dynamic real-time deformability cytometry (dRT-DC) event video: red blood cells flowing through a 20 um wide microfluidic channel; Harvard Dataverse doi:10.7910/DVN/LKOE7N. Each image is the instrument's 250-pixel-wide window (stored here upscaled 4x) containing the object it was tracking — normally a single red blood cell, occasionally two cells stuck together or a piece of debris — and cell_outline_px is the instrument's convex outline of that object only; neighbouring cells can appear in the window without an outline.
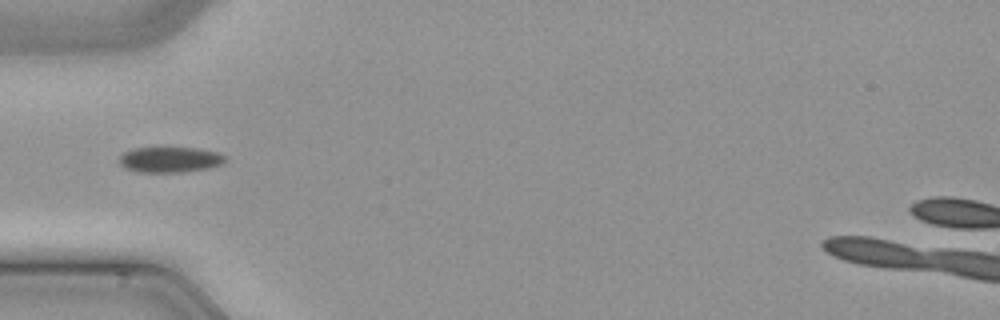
{"species": "common noctule bat (a hibernating species)", "species_latin": "Nyctalus noctula", "temperature_condition": "cold", "stored_images_in_passage": 34, "camera_frame_rate_fps": 3000, "um_per_image_px": 0.085, "animal": {"sex": "male", "body_mass_g": 21.5, "forearm_length_mm": 52.0}, "frame": {"image": 1, "passage_image": 1, "time_ms": 0.0, "image_size_px": [1000, 320], "cell_outline_px": [[228, 160], [220, 164], [208, 168], [180, 172], [136, 172], [120, 164], [120, 156], [124, 152], [136, 148], [196, 148], [216, 152], [224, 156]], "centroid_in_image_um": [14.45, 13.57], "position_along_channel_um": 70.6, "area_um2": 15.49}}
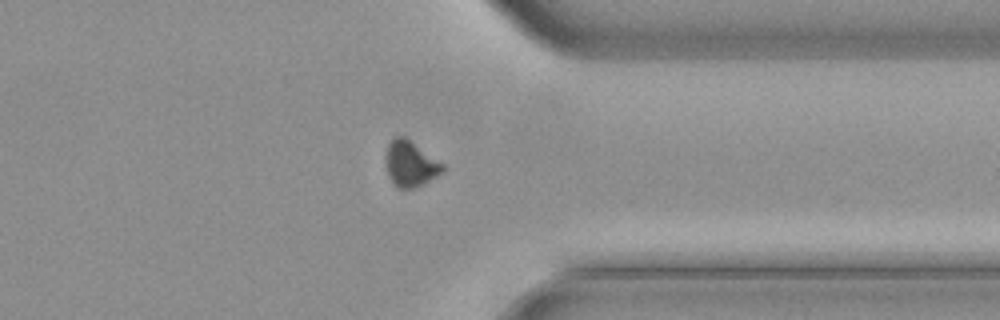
{"frame": {"image": 2, "passage_image": 23, "time_ms": 7.333, "image_size_px": [1000, 320], "cell_outline_px": [[444, 172], [424, 184], [416, 188], [396, 188], [388, 176], [384, 164], [384, 156], [388, 144], [396, 136], [404, 136], [444, 164]], "centroid_in_image_um": [34.86, 13.94], "position_along_channel_um": 376.5, "area_um2": 15.43}}
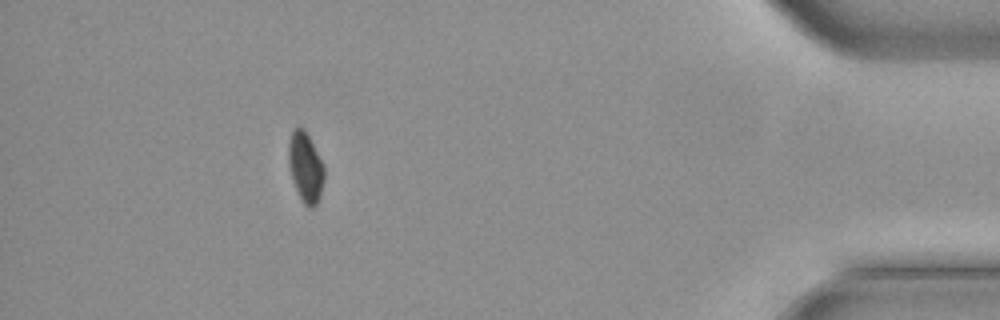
{"frame": {"image": 3, "passage_image": 29, "time_ms": 9.333, "image_size_px": [1000, 320], "cell_outline_px": [[324, 180], [320, 196], [316, 204], [312, 208], [308, 208], [304, 204], [292, 180], [288, 164], [288, 144], [292, 132], [296, 128], [304, 128], [324, 164]], "centroid_in_image_um": [25.97, 14.22], "position_along_channel_um": 409.2, "area_um2": 14.51}}